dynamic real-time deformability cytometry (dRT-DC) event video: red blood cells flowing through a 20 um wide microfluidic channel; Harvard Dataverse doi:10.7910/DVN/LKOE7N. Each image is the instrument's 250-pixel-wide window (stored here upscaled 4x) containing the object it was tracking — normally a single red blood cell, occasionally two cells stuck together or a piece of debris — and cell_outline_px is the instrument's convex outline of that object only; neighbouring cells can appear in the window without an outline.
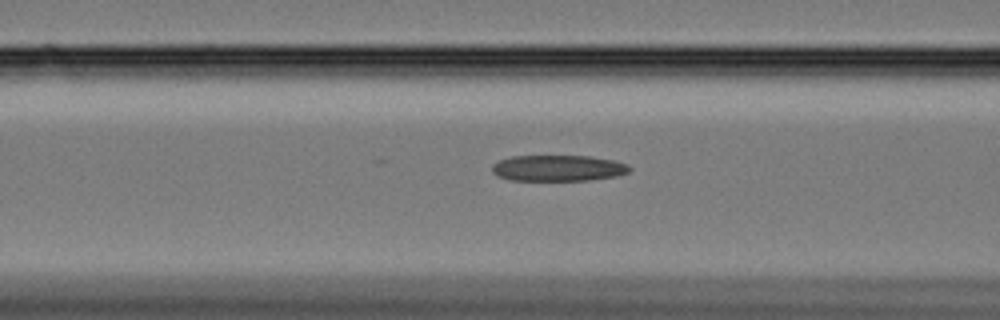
{"species": "Egyptian fruit bat (a non-hibernating species)", "species_latin": "Rousettus aegyptiacus", "temperature_condition": "cold", "stored_images_in_passage": 27, "camera_frame_rate_fps": 3000, "um_per_image_px": 0.085, "animal": {"sex": "female"}, "frame": {"image": 1, "passage_image": 16, "time_ms": 5.0, "image_size_px": [1000, 320], "cell_outline_px": [[632, 168], [628, 172], [616, 176], [588, 180], [508, 180], [496, 176], [492, 172], [492, 164], [500, 160], [512, 156], [588, 156], [612, 160], [628, 164]], "centroid_in_image_um": [47.41, 14.29], "position_along_channel_um": 119.2, "area_um2": 20.87}}
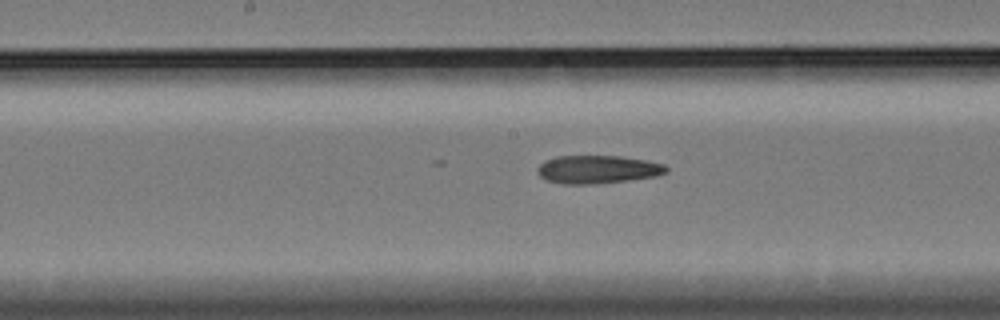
{"frame": {"image": 2, "passage_image": 23, "time_ms": 7.333, "image_size_px": [1000, 320], "cell_outline_px": [[668, 172], [656, 176], [628, 180], [592, 184], [560, 184], [544, 180], [536, 172], [536, 168], [544, 160], [556, 156], [620, 156], [644, 160], [664, 164], [668, 168]], "centroid_in_image_um": [50.74, 14.4], "position_along_channel_um": 197.5, "area_um2": 21.27}}
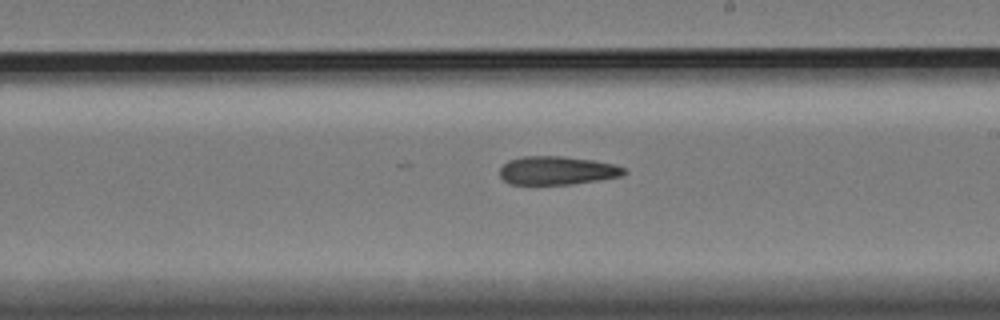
{"frame": {"image": 3, "passage_image": 27, "time_ms": 8.667, "image_size_px": [1000, 320], "cell_outline_px": [[628, 172], [624, 176], [600, 180], [572, 184], [508, 184], [500, 176], [500, 168], [508, 160], [524, 156], [560, 156], [592, 160], [616, 164], [624, 168]], "centroid_in_image_um": [47.39, 14.49], "position_along_channel_um": 241.6, "area_um2": 20.75}}